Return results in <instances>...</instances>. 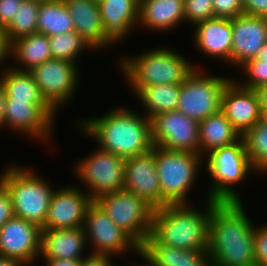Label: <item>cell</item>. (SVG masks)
<instances>
[{"label": "cell", "mask_w": 267, "mask_h": 266, "mask_svg": "<svg viewBox=\"0 0 267 266\" xmlns=\"http://www.w3.org/2000/svg\"><path fill=\"white\" fill-rule=\"evenodd\" d=\"M242 201L212 204L209 254L212 266H256L255 228Z\"/></svg>", "instance_id": "1"}, {"label": "cell", "mask_w": 267, "mask_h": 266, "mask_svg": "<svg viewBox=\"0 0 267 266\" xmlns=\"http://www.w3.org/2000/svg\"><path fill=\"white\" fill-rule=\"evenodd\" d=\"M144 116L121 105L105 115L83 119L78 124L86 136L99 144V149L128 159L145 154L154 146L151 120Z\"/></svg>", "instance_id": "2"}, {"label": "cell", "mask_w": 267, "mask_h": 266, "mask_svg": "<svg viewBox=\"0 0 267 266\" xmlns=\"http://www.w3.org/2000/svg\"><path fill=\"white\" fill-rule=\"evenodd\" d=\"M214 202L207 198L205 213L190 204H168L154 209L150 235L142 245L208 250Z\"/></svg>", "instance_id": "3"}, {"label": "cell", "mask_w": 267, "mask_h": 266, "mask_svg": "<svg viewBox=\"0 0 267 266\" xmlns=\"http://www.w3.org/2000/svg\"><path fill=\"white\" fill-rule=\"evenodd\" d=\"M181 53L165 46L137 57H123L120 70L133 93L139 88L159 84H181L197 68Z\"/></svg>", "instance_id": "4"}, {"label": "cell", "mask_w": 267, "mask_h": 266, "mask_svg": "<svg viewBox=\"0 0 267 266\" xmlns=\"http://www.w3.org/2000/svg\"><path fill=\"white\" fill-rule=\"evenodd\" d=\"M0 183L11 196L14 215L42 227L54 191L52 185L36 175L33 169L14 164L0 174Z\"/></svg>", "instance_id": "5"}, {"label": "cell", "mask_w": 267, "mask_h": 266, "mask_svg": "<svg viewBox=\"0 0 267 266\" xmlns=\"http://www.w3.org/2000/svg\"><path fill=\"white\" fill-rule=\"evenodd\" d=\"M203 158L207 173L212 179L207 198L215 202L241 201L233 186L245 180L247 174L255 172L243 138L231 145L212 150Z\"/></svg>", "instance_id": "6"}, {"label": "cell", "mask_w": 267, "mask_h": 266, "mask_svg": "<svg viewBox=\"0 0 267 266\" xmlns=\"http://www.w3.org/2000/svg\"><path fill=\"white\" fill-rule=\"evenodd\" d=\"M203 157L200 153L167 150L155 146V164L161 189V207L188 204Z\"/></svg>", "instance_id": "7"}, {"label": "cell", "mask_w": 267, "mask_h": 266, "mask_svg": "<svg viewBox=\"0 0 267 266\" xmlns=\"http://www.w3.org/2000/svg\"><path fill=\"white\" fill-rule=\"evenodd\" d=\"M94 201L140 246L150 235L154 208L141 197L121 189L100 195Z\"/></svg>", "instance_id": "8"}, {"label": "cell", "mask_w": 267, "mask_h": 266, "mask_svg": "<svg viewBox=\"0 0 267 266\" xmlns=\"http://www.w3.org/2000/svg\"><path fill=\"white\" fill-rule=\"evenodd\" d=\"M199 70L194 69L180 84L177 110L200 122L221 110L223 90L232 78L208 76Z\"/></svg>", "instance_id": "9"}, {"label": "cell", "mask_w": 267, "mask_h": 266, "mask_svg": "<svg viewBox=\"0 0 267 266\" xmlns=\"http://www.w3.org/2000/svg\"><path fill=\"white\" fill-rule=\"evenodd\" d=\"M73 166L77 178L79 176L82 180L93 200L100 195L124 189L125 159L118 155L98 148Z\"/></svg>", "instance_id": "10"}, {"label": "cell", "mask_w": 267, "mask_h": 266, "mask_svg": "<svg viewBox=\"0 0 267 266\" xmlns=\"http://www.w3.org/2000/svg\"><path fill=\"white\" fill-rule=\"evenodd\" d=\"M83 229L87 243L93 247L90 255L117 256L127 251L140 255V245L119 228L95 201L87 208Z\"/></svg>", "instance_id": "11"}, {"label": "cell", "mask_w": 267, "mask_h": 266, "mask_svg": "<svg viewBox=\"0 0 267 266\" xmlns=\"http://www.w3.org/2000/svg\"><path fill=\"white\" fill-rule=\"evenodd\" d=\"M77 66L69 60L51 58L30 70L41 95L56 112L76 93L80 74Z\"/></svg>", "instance_id": "12"}, {"label": "cell", "mask_w": 267, "mask_h": 266, "mask_svg": "<svg viewBox=\"0 0 267 266\" xmlns=\"http://www.w3.org/2000/svg\"><path fill=\"white\" fill-rule=\"evenodd\" d=\"M152 142L167 150L199 153V121L178 110L151 119Z\"/></svg>", "instance_id": "13"}, {"label": "cell", "mask_w": 267, "mask_h": 266, "mask_svg": "<svg viewBox=\"0 0 267 266\" xmlns=\"http://www.w3.org/2000/svg\"><path fill=\"white\" fill-rule=\"evenodd\" d=\"M57 112L50 105H35L27 101H6L4 127L13 133L30 136L45 142L51 139ZM7 125V126H5ZM52 127V128H51ZM19 132V133H18Z\"/></svg>", "instance_id": "14"}, {"label": "cell", "mask_w": 267, "mask_h": 266, "mask_svg": "<svg viewBox=\"0 0 267 266\" xmlns=\"http://www.w3.org/2000/svg\"><path fill=\"white\" fill-rule=\"evenodd\" d=\"M93 199L78 186L57 188L52 192L42 230L83 227L87 208Z\"/></svg>", "instance_id": "15"}, {"label": "cell", "mask_w": 267, "mask_h": 266, "mask_svg": "<svg viewBox=\"0 0 267 266\" xmlns=\"http://www.w3.org/2000/svg\"><path fill=\"white\" fill-rule=\"evenodd\" d=\"M41 232L37 224L14 216L0 228V256L31 265L39 258Z\"/></svg>", "instance_id": "16"}, {"label": "cell", "mask_w": 267, "mask_h": 266, "mask_svg": "<svg viewBox=\"0 0 267 266\" xmlns=\"http://www.w3.org/2000/svg\"><path fill=\"white\" fill-rule=\"evenodd\" d=\"M124 189L141 197L154 209L161 207V189L155 164V146L145 154L125 159Z\"/></svg>", "instance_id": "17"}, {"label": "cell", "mask_w": 267, "mask_h": 266, "mask_svg": "<svg viewBox=\"0 0 267 266\" xmlns=\"http://www.w3.org/2000/svg\"><path fill=\"white\" fill-rule=\"evenodd\" d=\"M231 64L239 68L267 43V18L240 15L232 19Z\"/></svg>", "instance_id": "18"}, {"label": "cell", "mask_w": 267, "mask_h": 266, "mask_svg": "<svg viewBox=\"0 0 267 266\" xmlns=\"http://www.w3.org/2000/svg\"><path fill=\"white\" fill-rule=\"evenodd\" d=\"M232 79L221 96V111L230 123L243 135L259 122L260 104L253 89L241 87Z\"/></svg>", "instance_id": "19"}, {"label": "cell", "mask_w": 267, "mask_h": 266, "mask_svg": "<svg viewBox=\"0 0 267 266\" xmlns=\"http://www.w3.org/2000/svg\"><path fill=\"white\" fill-rule=\"evenodd\" d=\"M105 37L117 44L138 26L139 0H104L98 3Z\"/></svg>", "instance_id": "20"}, {"label": "cell", "mask_w": 267, "mask_h": 266, "mask_svg": "<svg viewBox=\"0 0 267 266\" xmlns=\"http://www.w3.org/2000/svg\"><path fill=\"white\" fill-rule=\"evenodd\" d=\"M193 42L203 55L231 63L232 20L213 18L195 24Z\"/></svg>", "instance_id": "21"}, {"label": "cell", "mask_w": 267, "mask_h": 266, "mask_svg": "<svg viewBox=\"0 0 267 266\" xmlns=\"http://www.w3.org/2000/svg\"><path fill=\"white\" fill-rule=\"evenodd\" d=\"M75 31L92 47L100 51L113 45L106 37L96 0H64Z\"/></svg>", "instance_id": "22"}, {"label": "cell", "mask_w": 267, "mask_h": 266, "mask_svg": "<svg viewBox=\"0 0 267 266\" xmlns=\"http://www.w3.org/2000/svg\"><path fill=\"white\" fill-rule=\"evenodd\" d=\"M86 245L87 239L83 227L42 230L39 257L82 260L87 257L83 256Z\"/></svg>", "instance_id": "23"}, {"label": "cell", "mask_w": 267, "mask_h": 266, "mask_svg": "<svg viewBox=\"0 0 267 266\" xmlns=\"http://www.w3.org/2000/svg\"><path fill=\"white\" fill-rule=\"evenodd\" d=\"M181 22H185L184 0H139V26L165 32Z\"/></svg>", "instance_id": "24"}, {"label": "cell", "mask_w": 267, "mask_h": 266, "mask_svg": "<svg viewBox=\"0 0 267 266\" xmlns=\"http://www.w3.org/2000/svg\"><path fill=\"white\" fill-rule=\"evenodd\" d=\"M140 254L152 266H212L208 250H187L166 245H141Z\"/></svg>", "instance_id": "25"}, {"label": "cell", "mask_w": 267, "mask_h": 266, "mask_svg": "<svg viewBox=\"0 0 267 266\" xmlns=\"http://www.w3.org/2000/svg\"><path fill=\"white\" fill-rule=\"evenodd\" d=\"M240 132L220 110L199 122V153L205 156L210 151L238 142Z\"/></svg>", "instance_id": "26"}, {"label": "cell", "mask_w": 267, "mask_h": 266, "mask_svg": "<svg viewBox=\"0 0 267 266\" xmlns=\"http://www.w3.org/2000/svg\"><path fill=\"white\" fill-rule=\"evenodd\" d=\"M14 57L18 67L12 66L17 70L30 71L34 67L51 59L49 37L43 33L23 36L9 44V58ZM19 66L21 68H19Z\"/></svg>", "instance_id": "27"}, {"label": "cell", "mask_w": 267, "mask_h": 266, "mask_svg": "<svg viewBox=\"0 0 267 266\" xmlns=\"http://www.w3.org/2000/svg\"><path fill=\"white\" fill-rule=\"evenodd\" d=\"M5 67V68H4ZM0 81L5 87L6 101H27L35 105H49L40 93L30 71L2 67Z\"/></svg>", "instance_id": "28"}, {"label": "cell", "mask_w": 267, "mask_h": 266, "mask_svg": "<svg viewBox=\"0 0 267 266\" xmlns=\"http://www.w3.org/2000/svg\"><path fill=\"white\" fill-rule=\"evenodd\" d=\"M150 120L161 113L177 110L180 84H159L139 88L135 93Z\"/></svg>", "instance_id": "29"}, {"label": "cell", "mask_w": 267, "mask_h": 266, "mask_svg": "<svg viewBox=\"0 0 267 266\" xmlns=\"http://www.w3.org/2000/svg\"><path fill=\"white\" fill-rule=\"evenodd\" d=\"M37 32L50 37L75 31L64 0L42 1L39 7Z\"/></svg>", "instance_id": "30"}, {"label": "cell", "mask_w": 267, "mask_h": 266, "mask_svg": "<svg viewBox=\"0 0 267 266\" xmlns=\"http://www.w3.org/2000/svg\"><path fill=\"white\" fill-rule=\"evenodd\" d=\"M40 3L37 0H24L21 3L12 22L4 29L8 44L37 32Z\"/></svg>", "instance_id": "31"}, {"label": "cell", "mask_w": 267, "mask_h": 266, "mask_svg": "<svg viewBox=\"0 0 267 266\" xmlns=\"http://www.w3.org/2000/svg\"><path fill=\"white\" fill-rule=\"evenodd\" d=\"M242 138L255 174H267V126L258 122Z\"/></svg>", "instance_id": "32"}, {"label": "cell", "mask_w": 267, "mask_h": 266, "mask_svg": "<svg viewBox=\"0 0 267 266\" xmlns=\"http://www.w3.org/2000/svg\"><path fill=\"white\" fill-rule=\"evenodd\" d=\"M49 45L52 58L65 59L74 63L82 51L89 48L93 50L76 31L50 36Z\"/></svg>", "instance_id": "33"}, {"label": "cell", "mask_w": 267, "mask_h": 266, "mask_svg": "<svg viewBox=\"0 0 267 266\" xmlns=\"http://www.w3.org/2000/svg\"><path fill=\"white\" fill-rule=\"evenodd\" d=\"M241 71L247 75L248 79L245 81H237V83L247 89H255L258 86L267 84V63L260 59L252 58L240 66ZM245 82V83H244Z\"/></svg>", "instance_id": "34"}, {"label": "cell", "mask_w": 267, "mask_h": 266, "mask_svg": "<svg viewBox=\"0 0 267 266\" xmlns=\"http://www.w3.org/2000/svg\"><path fill=\"white\" fill-rule=\"evenodd\" d=\"M185 21L194 26L198 22L213 19L212 0H184Z\"/></svg>", "instance_id": "35"}, {"label": "cell", "mask_w": 267, "mask_h": 266, "mask_svg": "<svg viewBox=\"0 0 267 266\" xmlns=\"http://www.w3.org/2000/svg\"><path fill=\"white\" fill-rule=\"evenodd\" d=\"M212 5L215 18L232 20L245 14L242 0H212Z\"/></svg>", "instance_id": "36"}, {"label": "cell", "mask_w": 267, "mask_h": 266, "mask_svg": "<svg viewBox=\"0 0 267 266\" xmlns=\"http://www.w3.org/2000/svg\"><path fill=\"white\" fill-rule=\"evenodd\" d=\"M254 248L256 266H267V224L255 228Z\"/></svg>", "instance_id": "37"}, {"label": "cell", "mask_w": 267, "mask_h": 266, "mask_svg": "<svg viewBox=\"0 0 267 266\" xmlns=\"http://www.w3.org/2000/svg\"><path fill=\"white\" fill-rule=\"evenodd\" d=\"M24 0H0V27L5 29L13 20Z\"/></svg>", "instance_id": "38"}, {"label": "cell", "mask_w": 267, "mask_h": 266, "mask_svg": "<svg viewBox=\"0 0 267 266\" xmlns=\"http://www.w3.org/2000/svg\"><path fill=\"white\" fill-rule=\"evenodd\" d=\"M14 216L11 196L7 189L0 183V228Z\"/></svg>", "instance_id": "39"}, {"label": "cell", "mask_w": 267, "mask_h": 266, "mask_svg": "<svg viewBox=\"0 0 267 266\" xmlns=\"http://www.w3.org/2000/svg\"><path fill=\"white\" fill-rule=\"evenodd\" d=\"M246 15L267 18V0H242Z\"/></svg>", "instance_id": "40"}, {"label": "cell", "mask_w": 267, "mask_h": 266, "mask_svg": "<svg viewBox=\"0 0 267 266\" xmlns=\"http://www.w3.org/2000/svg\"><path fill=\"white\" fill-rule=\"evenodd\" d=\"M81 260V266H112V256L87 255ZM112 259V260H111Z\"/></svg>", "instance_id": "41"}, {"label": "cell", "mask_w": 267, "mask_h": 266, "mask_svg": "<svg viewBox=\"0 0 267 266\" xmlns=\"http://www.w3.org/2000/svg\"><path fill=\"white\" fill-rule=\"evenodd\" d=\"M7 57L9 58V44L5 37V30L0 27V66L6 65L3 62Z\"/></svg>", "instance_id": "42"}, {"label": "cell", "mask_w": 267, "mask_h": 266, "mask_svg": "<svg viewBox=\"0 0 267 266\" xmlns=\"http://www.w3.org/2000/svg\"><path fill=\"white\" fill-rule=\"evenodd\" d=\"M46 266H81V260L45 259Z\"/></svg>", "instance_id": "43"}, {"label": "cell", "mask_w": 267, "mask_h": 266, "mask_svg": "<svg viewBox=\"0 0 267 266\" xmlns=\"http://www.w3.org/2000/svg\"><path fill=\"white\" fill-rule=\"evenodd\" d=\"M5 105H6V91L5 87L0 81V128L4 127Z\"/></svg>", "instance_id": "44"}, {"label": "cell", "mask_w": 267, "mask_h": 266, "mask_svg": "<svg viewBox=\"0 0 267 266\" xmlns=\"http://www.w3.org/2000/svg\"><path fill=\"white\" fill-rule=\"evenodd\" d=\"M258 97L260 107L267 106V84L253 89Z\"/></svg>", "instance_id": "45"}, {"label": "cell", "mask_w": 267, "mask_h": 266, "mask_svg": "<svg viewBox=\"0 0 267 266\" xmlns=\"http://www.w3.org/2000/svg\"><path fill=\"white\" fill-rule=\"evenodd\" d=\"M0 266H27V265L19 259L0 256Z\"/></svg>", "instance_id": "46"}, {"label": "cell", "mask_w": 267, "mask_h": 266, "mask_svg": "<svg viewBox=\"0 0 267 266\" xmlns=\"http://www.w3.org/2000/svg\"><path fill=\"white\" fill-rule=\"evenodd\" d=\"M255 59H260L264 63H267V43L260 49Z\"/></svg>", "instance_id": "47"}, {"label": "cell", "mask_w": 267, "mask_h": 266, "mask_svg": "<svg viewBox=\"0 0 267 266\" xmlns=\"http://www.w3.org/2000/svg\"><path fill=\"white\" fill-rule=\"evenodd\" d=\"M259 123L267 126V106L260 107Z\"/></svg>", "instance_id": "48"}, {"label": "cell", "mask_w": 267, "mask_h": 266, "mask_svg": "<svg viewBox=\"0 0 267 266\" xmlns=\"http://www.w3.org/2000/svg\"><path fill=\"white\" fill-rule=\"evenodd\" d=\"M139 256L143 258L144 262L146 261L145 262L146 264L145 263L144 264L143 263L142 264H138V265L134 264V266H152L141 254ZM131 266H133V265H131Z\"/></svg>", "instance_id": "49"}]
</instances>
